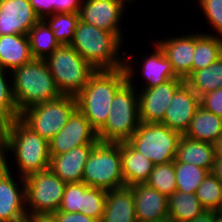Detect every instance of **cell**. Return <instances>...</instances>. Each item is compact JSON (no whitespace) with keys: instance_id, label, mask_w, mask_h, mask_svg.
<instances>
[{"instance_id":"6da1fadb","label":"cell","mask_w":222,"mask_h":222,"mask_svg":"<svg viewBox=\"0 0 222 222\" xmlns=\"http://www.w3.org/2000/svg\"><path fill=\"white\" fill-rule=\"evenodd\" d=\"M7 155L12 156L7 159L13 162L7 160L5 168L24 178L31 173L44 171L50 166L49 142L20 118L9 123ZM14 162L16 168L12 166ZM16 170H19L18 173Z\"/></svg>"},{"instance_id":"7a4b0ae2","label":"cell","mask_w":222,"mask_h":222,"mask_svg":"<svg viewBox=\"0 0 222 222\" xmlns=\"http://www.w3.org/2000/svg\"><path fill=\"white\" fill-rule=\"evenodd\" d=\"M126 82L124 67L118 70H97L75 96L77 109L96 132L105 125L114 95Z\"/></svg>"},{"instance_id":"3957f363","label":"cell","mask_w":222,"mask_h":222,"mask_svg":"<svg viewBox=\"0 0 222 222\" xmlns=\"http://www.w3.org/2000/svg\"><path fill=\"white\" fill-rule=\"evenodd\" d=\"M12 91L19 114L34 105L55 100L63 94L44 59L31 61L11 71Z\"/></svg>"},{"instance_id":"277c9868","label":"cell","mask_w":222,"mask_h":222,"mask_svg":"<svg viewBox=\"0 0 222 222\" xmlns=\"http://www.w3.org/2000/svg\"><path fill=\"white\" fill-rule=\"evenodd\" d=\"M122 44L114 33L79 21L70 45L96 70H118L124 67Z\"/></svg>"},{"instance_id":"5b68a950","label":"cell","mask_w":222,"mask_h":222,"mask_svg":"<svg viewBox=\"0 0 222 222\" xmlns=\"http://www.w3.org/2000/svg\"><path fill=\"white\" fill-rule=\"evenodd\" d=\"M105 125L97 132L99 142H127L141 121L138 92L128 81L116 92Z\"/></svg>"},{"instance_id":"8992f818","label":"cell","mask_w":222,"mask_h":222,"mask_svg":"<svg viewBox=\"0 0 222 222\" xmlns=\"http://www.w3.org/2000/svg\"><path fill=\"white\" fill-rule=\"evenodd\" d=\"M45 61L63 95L76 96L97 71L71 45H60Z\"/></svg>"},{"instance_id":"52a82bcc","label":"cell","mask_w":222,"mask_h":222,"mask_svg":"<svg viewBox=\"0 0 222 222\" xmlns=\"http://www.w3.org/2000/svg\"><path fill=\"white\" fill-rule=\"evenodd\" d=\"M82 182L105 191L126 186L122 174L121 143L98 142L84 166Z\"/></svg>"},{"instance_id":"ba28073f","label":"cell","mask_w":222,"mask_h":222,"mask_svg":"<svg viewBox=\"0 0 222 222\" xmlns=\"http://www.w3.org/2000/svg\"><path fill=\"white\" fill-rule=\"evenodd\" d=\"M28 218L50 217L61 206L66 183L50 168L24 178Z\"/></svg>"},{"instance_id":"9c48e42d","label":"cell","mask_w":222,"mask_h":222,"mask_svg":"<svg viewBox=\"0 0 222 222\" xmlns=\"http://www.w3.org/2000/svg\"><path fill=\"white\" fill-rule=\"evenodd\" d=\"M181 136V133L160 122H141L127 142L155 165H159L175 160Z\"/></svg>"},{"instance_id":"30bf717a","label":"cell","mask_w":222,"mask_h":222,"mask_svg":"<svg viewBox=\"0 0 222 222\" xmlns=\"http://www.w3.org/2000/svg\"><path fill=\"white\" fill-rule=\"evenodd\" d=\"M77 110L73 95L34 105L20 113L19 118L48 142L63 128Z\"/></svg>"},{"instance_id":"8fae6325","label":"cell","mask_w":222,"mask_h":222,"mask_svg":"<svg viewBox=\"0 0 222 222\" xmlns=\"http://www.w3.org/2000/svg\"><path fill=\"white\" fill-rule=\"evenodd\" d=\"M152 46L154 47V51L151 50L152 52L149 53V55L146 51L147 55L141 57V66L137 60L136 62L135 59L133 60L134 62L132 61V54L125 51L124 69L126 71L127 81L136 89L152 88L170 79H181L174 74L171 62L167 59L160 47L155 42ZM138 66H140L139 69L142 67L141 71L138 69ZM137 73L140 79L136 77ZM135 79H138L141 83L139 82L138 85V80ZM141 79H143L144 82L141 81Z\"/></svg>"},{"instance_id":"7c38bea8","label":"cell","mask_w":222,"mask_h":222,"mask_svg":"<svg viewBox=\"0 0 222 222\" xmlns=\"http://www.w3.org/2000/svg\"><path fill=\"white\" fill-rule=\"evenodd\" d=\"M126 10L118 0H83L78 14L80 21L114 33L124 43L121 21Z\"/></svg>"},{"instance_id":"4fadbf2b","label":"cell","mask_w":222,"mask_h":222,"mask_svg":"<svg viewBox=\"0 0 222 222\" xmlns=\"http://www.w3.org/2000/svg\"><path fill=\"white\" fill-rule=\"evenodd\" d=\"M3 168L0 170V222H26L24 177ZM15 176L18 178L15 179ZM20 179V180H19Z\"/></svg>"},{"instance_id":"5bb4252c","label":"cell","mask_w":222,"mask_h":222,"mask_svg":"<svg viewBox=\"0 0 222 222\" xmlns=\"http://www.w3.org/2000/svg\"><path fill=\"white\" fill-rule=\"evenodd\" d=\"M98 142L97 132L77 109L63 128L49 141V154L60 155L73 148Z\"/></svg>"},{"instance_id":"9a60e30c","label":"cell","mask_w":222,"mask_h":222,"mask_svg":"<svg viewBox=\"0 0 222 222\" xmlns=\"http://www.w3.org/2000/svg\"><path fill=\"white\" fill-rule=\"evenodd\" d=\"M184 82L183 79H170L152 88L137 89L140 121L161 122L173 95Z\"/></svg>"},{"instance_id":"2e32d148","label":"cell","mask_w":222,"mask_h":222,"mask_svg":"<svg viewBox=\"0 0 222 222\" xmlns=\"http://www.w3.org/2000/svg\"><path fill=\"white\" fill-rule=\"evenodd\" d=\"M199 107L200 97L184 82L173 95L160 123L184 135Z\"/></svg>"},{"instance_id":"e0dca14e","label":"cell","mask_w":222,"mask_h":222,"mask_svg":"<svg viewBox=\"0 0 222 222\" xmlns=\"http://www.w3.org/2000/svg\"><path fill=\"white\" fill-rule=\"evenodd\" d=\"M183 34V35H182ZM180 34L163 39L156 38L155 42L171 62L174 74L185 80L192 73V62L195 50V32ZM158 39V40H157Z\"/></svg>"},{"instance_id":"ac0fdd59","label":"cell","mask_w":222,"mask_h":222,"mask_svg":"<svg viewBox=\"0 0 222 222\" xmlns=\"http://www.w3.org/2000/svg\"><path fill=\"white\" fill-rule=\"evenodd\" d=\"M39 20L29 0H0V36L27 35Z\"/></svg>"},{"instance_id":"d6986e66","label":"cell","mask_w":222,"mask_h":222,"mask_svg":"<svg viewBox=\"0 0 222 222\" xmlns=\"http://www.w3.org/2000/svg\"><path fill=\"white\" fill-rule=\"evenodd\" d=\"M138 222H149L168 216V198L144 184L131 186Z\"/></svg>"},{"instance_id":"ffe728a7","label":"cell","mask_w":222,"mask_h":222,"mask_svg":"<svg viewBox=\"0 0 222 222\" xmlns=\"http://www.w3.org/2000/svg\"><path fill=\"white\" fill-rule=\"evenodd\" d=\"M95 145L86 144L60 155H50L49 168L65 183L82 182L84 166Z\"/></svg>"},{"instance_id":"44dd1931","label":"cell","mask_w":222,"mask_h":222,"mask_svg":"<svg viewBox=\"0 0 222 222\" xmlns=\"http://www.w3.org/2000/svg\"><path fill=\"white\" fill-rule=\"evenodd\" d=\"M99 222H138L131 186L107 191L104 212Z\"/></svg>"},{"instance_id":"7402d4cb","label":"cell","mask_w":222,"mask_h":222,"mask_svg":"<svg viewBox=\"0 0 222 222\" xmlns=\"http://www.w3.org/2000/svg\"><path fill=\"white\" fill-rule=\"evenodd\" d=\"M121 164L126 186L146 183L155 166L128 142H121Z\"/></svg>"},{"instance_id":"603a6c76","label":"cell","mask_w":222,"mask_h":222,"mask_svg":"<svg viewBox=\"0 0 222 222\" xmlns=\"http://www.w3.org/2000/svg\"><path fill=\"white\" fill-rule=\"evenodd\" d=\"M31 47L27 35L0 36V68L8 71L31 61Z\"/></svg>"},{"instance_id":"cb8c5ba5","label":"cell","mask_w":222,"mask_h":222,"mask_svg":"<svg viewBox=\"0 0 222 222\" xmlns=\"http://www.w3.org/2000/svg\"><path fill=\"white\" fill-rule=\"evenodd\" d=\"M215 157L214 144L193 140L182 135L178 143L175 160L187 164L192 163L211 172Z\"/></svg>"},{"instance_id":"d4e9b609","label":"cell","mask_w":222,"mask_h":222,"mask_svg":"<svg viewBox=\"0 0 222 222\" xmlns=\"http://www.w3.org/2000/svg\"><path fill=\"white\" fill-rule=\"evenodd\" d=\"M222 134V118L199 107L184 134L186 137L214 144Z\"/></svg>"},{"instance_id":"484cf974","label":"cell","mask_w":222,"mask_h":222,"mask_svg":"<svg viewBox=\"0 0 222 222\" xmlns=\"http://www.w3.org/2000/svg\"><path fill=\"white\" fill-rule=\"evenodd\" d=\"M195 31V50L192 62V72L210 66L222 56V37L213 35L209 30ZM202 31V32H201Z\"/></svg>"},{"instance_id":"4316f807","label":"cell","mask_w":222,"mask_h":222,"mask_svg":"<svg viewBox=\"0 0 222 222\" xmlns=\"http://www.w3.org/2000/svg\"><path fill=\"white\" fill-rule=\"evenodd\" d=\"M185 83L201 97L222 88V56L204 69L193 71Z\"/></svg>"},{"instance_id":"83f0119b","label":"cell","mask_w":222,"mask_h":222,"mask_svg":"<svg viewBox=\"0 0 222 222\" xmlns=\"http://www.w3.org/2000/svg\"><path fill=\"white\" fill-rule=\"evenodd\" d=\"M204 210L195 193L175 191L168 198V216L175 222L192 220Z\"/></svg>"},{"instance_id":"f1b7e54d","label":"cell","mask_w":222,"mask_h":222,"mask_svg":"<svg viewBox=\"0 0 222 222\" xmlns=\"http://www.w3.org/2000/svg\"><path fill=\"white\" fill-rule=\"evenodd\" d=\"M27 36L33 58L45 60L60 46L53 31L42 19L30 29Z\"/></svg>"},{"instance_id":"f546056e","label":"cell","mask_w":222,"mask_h":222,"mask_svg":"<svg viewBox=\"0 0 222 222\" xmlns=\"http://www.w3.org/2000/svg\"><path fill=\"white\" fill-rule=\"evenodd\" d=\"M60 45H70L79 20L78 13H55L42 19Z\"/></svg>"},{"instance_id":"4dcf8cb0","label":"cell","mask_w":222,"mask_h":222,"mask_svg":"<svg viewBox=\"0 0 222 222\" xmlns=\"http://www.w3.org/2000/svg\"><path fill=\"white\" fill-rule=\"evenodd\" d=\"M176 185L179 192L196 193L209 171L202 167L174 160Z\"/></svg>"},{"instance_id":"1f68e13d","label":"cell","mask_w":222,"mask_h":222,"mask_svg":"<svg viewBox=\"0 0 222 222\" xmlns=\"http://www.w3.org/2000/svg\"><path fill=\"white\" fill-rule=\"evenodd\" d=\"M146 184L169 198L177 190L174 161L155 165Z\"/></svg>"},{"instance_id":"d6a6232c","label":"cell","mask_w":222,"mask_h":222,"mask_svg":"<svg viewBox=\"0 0 222 222\" xmlns=\"http://www.w3.org/2000/svg\"><path fill=\"white\" fill-rule=\"evenodd\" d=\"M195 194L205 210L219 211L222 203V183L211 172L199 185Z\"/></svg>"},{"instance_id":"836d02e7","label":"cell","mask_w":222,"mask_h":222,"mask_svg":"<svg viewBox=\"0 0 222 222\" xmlns=\"http://www.w3.org/2000/svg\"><path fill=\"white\" fill-rule=\"evenodd\" d=\"M19 116L12 91L11 72L0 68V119L10 122Z\"/></svg>"},{"instance_id":"e575fe53","label":"cell","mask_w":222,"mask_h":222,"mask_svg":"<svg viewBox=\"0 0 222 222\" xmlns=\"http://www.w3.org/2000/svg\"><path fill=\"white\" fill-rule=\"evenodd\" d=\"M88 186L84 182L66 183L62 203L58 211L74 213L84 208V191Z\"/></svg>"},{"instance_id":"d590c367","label":"cell","mask_w":222,"mask_h":222,"mask_svg":"<svg viewBox=\"0 0 222 222\" xmlns=\"http://www.w3.org/2000/svg\"><path fill=\"white\" fill-rule=\"evenodd\" d=\"M106 193L105 190L88 187L84 191V208L80 209V213L100 221L105 208Z\"/></svg>"},{"instance_id":"8d00e7d4","label":"cell","mask_w":222,"mask_h":222,"mask_svg":"<svg viewBox=\"0 0 222 222\" xmlns=\"http://www.w3.org/2000/svg\"><path fill=\"white\" fill-rule=\"evenodd\" d=\"M215 36L222 37V0H196Z\"/></svg>"},{"instance_id":"74e56055","label":"cell","mask_w":222,"mask_h":222,"mask_svg":"<svg viewBox=\"0 0 222 222\" xmlns=\"http://www.w3.org/2000/svg\"><path fill=\"white\" fill-rule=\"evenodd\" d=\"M200 106L222 118V88L201 96Z\"/></svg>"},{"instance_id":"f35d334b","label":"cell","mask_w":222,"mask_h":222,"mask_svg":"<svg viewBox=\"0 0 222 222\" xmlns=\"http://www.w3.org/2000/svg\"><path fill=\"white\" fill-rule=\"evenodd\" d=\"M40 19L56 13L57 0H29Z\"/></svg>"},{"instance_id":"ab89813d","label":"cell","mask_w":222,"mask_h":222,"mask_svg":"<svg viewBox=\"0 0 222 222\" xmlns=\"http://www.w3.org/2000/svg\"><path fill=\"white\" fill-rule=\"evenodd\" d=\"M50 218L54 222H99L98 220L89 217L85 214H82L80 212L67 213V212L56 211L50 216Z\"/></svg>"},{"instance_id":"60d3db41","label":"cell","mask_w":222,"mask_h":222,"mask_svg":"<svg viewBox=\"0 0 222 222\" xmlns=\"http://www.w3.org/2000/svg\"><path fill=\"white\" fill-rule=\"evenodd\" d=\"M9 121L0 119V169L5 168L7 162V145H8V130Z\"/></svg>"},{"instance_id":"b9f144b4","label":"cell","mask_w":222,"mask_h":222,"mask_svg":"<svg viewBox=\"0 0 222 222\" xmlns=\"http://www.w3.org/2000/svg\"><path fill=\"white\" fill-rule=\"evenodd\" d=\"M83 0H57L56 13H79Z\"/></svg>"},{"instance_id":"7bdbcfd3","label":"cell","mask_w":222,"mask_h":222,"mask_svg":"<svg viewBox=\"0 0 222 222\" xmlns=\"http://www.w3.org/2000/svg\"><path fill=\"white\" fill-rule=\"evenodd\" d=\"M186 222H215V211L204 210L200 215Z\"/></svg>"},{"instance_id":"ee69618b","label":"cell","mask_w":222,"mask_h":222,"mask_svg":"<svg viewBox=\"0 0 222 222\" xmlns=\"http://www.w3.org/2000/svg\"><path fill=\"white\" fill-rule=\"evenodd\" d=\"M211 173L222 183V158L215 157Z\"/></svg>"},{"instance_id":"f6af8a7d","label":"cell","mask_w":222,"mask_h":222,"mask_svg":"<svg viewBox=\"0 0 222 222\" xmlns=\"http://www.w3.org/2000/svg\"><path fill=\"white\" fill-rule=\"evenodd\" d=\"M214 148H215L216 157L222 158V134L219 136V138L214 143Z\"/></svg>"},{"instance_id":"bcb514c9","label":"cell","mask_w":222,"mask_h":222,"mask_svg":"<svg viewBox=\"0 0 222 222\" xmlns=\"http://www.w3.org/2000/svg\"><path fill=\"white\" fill-rule=\"evenodd\" d=\"M33 222H54L50 217L35 218Z\"/></svg>"},{"instance_id":"7dc6e473","label":"cell","mask_w":222,"mask_h":222,"mask_svg":"<svg viewBox=\"0 0 222 222\" xmlns=\"http://www.w3.org/2000/svg\"><path fill=\"white\" fill-rule=\"evenodd\" d=\"M125 8L129 7L130 6V3L131 4H136L134 1L136 0H118ZM139 1V0H138ZM134 2V3H133ZM128 3V5H127Z\"/></svg>"},{"instance_id":"c3c4849f","label":"cell","mask_w":222,"mask_h":222,"mask_svg":"<svg viewBox=\"0 0 222 222\" xmlns=\"http://www.w3.org/2000/svg\"><path fill=\"white\" fill-rule=\"evenodd\" d=\"M149 222H175V221L169 216H167L165 218L154 220V221H149Z\"/></svg>"},{"instance_id":"681fc988","label":"cell","mask_w":222,"mask_h":222,"mask_svg":"<svg viewBox=\"0 0 222 222\" xmlns=\"http://www.w3.org/2000/svg\"><path fill=\"white\" fill-rule=\"evenodd\" d=\"M215 222H222V213L215 211Z\"/></svg>"},{"instance_id":"f907efd6","label":"cell","mask_w":222,"mask_h":222,"mask_svg":"<svg viewBox=\"0 0 222 222\" xmlns=\"http://www.w3.org/2000/svg\"><path fill=\"white\" fill-rule=\"evenodd\" d=\"M218 212L222 213V203H221V206H220V208H219V211H218Z\"/></svg>"}]
</instances>
